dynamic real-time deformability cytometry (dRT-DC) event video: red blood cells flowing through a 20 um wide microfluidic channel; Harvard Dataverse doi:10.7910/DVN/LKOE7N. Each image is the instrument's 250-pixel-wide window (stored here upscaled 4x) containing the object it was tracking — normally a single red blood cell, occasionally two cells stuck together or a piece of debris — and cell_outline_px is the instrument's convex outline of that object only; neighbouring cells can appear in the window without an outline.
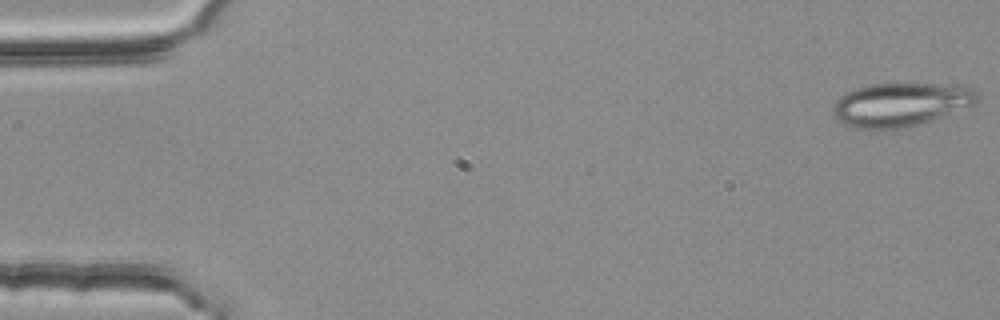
{"species": "common noctule bat (a hibernating species)", "species_latin": "Nyctalus noctula", "temperature_condition": "room temperature", "stored_images_in_passage": 54, "camera_frame_rate_fps": 3000, "um_per_image_px": 0.085, "animal": {"sex": "female", "body_mass_g": 25.1}, "frame": {"image": 1, "passage_image": 1, "time_ms": 0.0, "image_size_px": [1000, 320], "cell_outline_px": [[980, 100], [972, 104], [928, 120], [916, 124], [900, 128], [856, 128], [844, 124], [832, 112], [832, 108], [836, 100], [844, 92], [868, 84], [968, 84], [980, 92]], "centroid_in_image_um": [76.57, 8.83], "position_along_channel_um": 8.4, "area_um2": 36.36}}
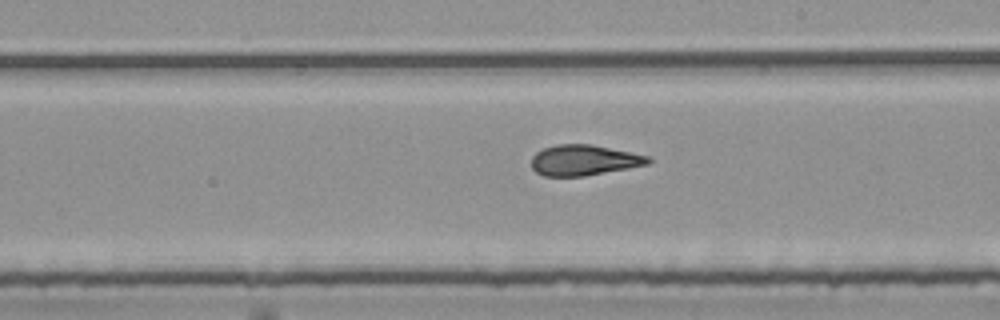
{"frame": {"image": 2, "passage_image": 31, "time_ms": 10.0, "image_size_px": [1000, 320], "cell_outline_px": [[652, 160], [648, 164], [628, 168], [584, 176], [544, 176], [536, 172], [532, 168], [532, 156], [536, 152], [544, 148], [556, 144], [592, 144], [648, 156]], "centroid_in_image_um": [49.61, 13.61], "position_along_channel_um": 239.4, "area_um2": 20.69}}
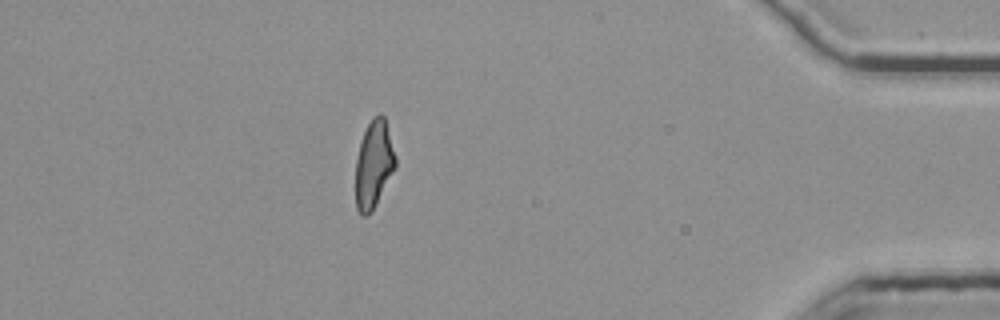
{"frame": {"image": 3, "passage_image": 48, "time_ms": 15.667, "image_size_px": [1000, 320], "cell_outline_px": [[396, 168], [372, 212], [368, 216], [360, 216], [356, 208], [356, 160], [360, 140], [372, 116], [380, 112], [384, 116], [396, 156]], "centroid_in_image_um": [31.77, 13.98], "position_along_channel_um": 403.4, "area_um2": 20.63}, "authors_computed_cell_mechanics": {"area_um2": 21.5016, "velocity_mm_per_s": 3.7581, "shape_relaxation_time_tau1_ms": null, "shape_relaxation_time_tau2_ms": 2.2051, "deformation_change_tau1": null, "deformation_change_tau2": 0.1181}}